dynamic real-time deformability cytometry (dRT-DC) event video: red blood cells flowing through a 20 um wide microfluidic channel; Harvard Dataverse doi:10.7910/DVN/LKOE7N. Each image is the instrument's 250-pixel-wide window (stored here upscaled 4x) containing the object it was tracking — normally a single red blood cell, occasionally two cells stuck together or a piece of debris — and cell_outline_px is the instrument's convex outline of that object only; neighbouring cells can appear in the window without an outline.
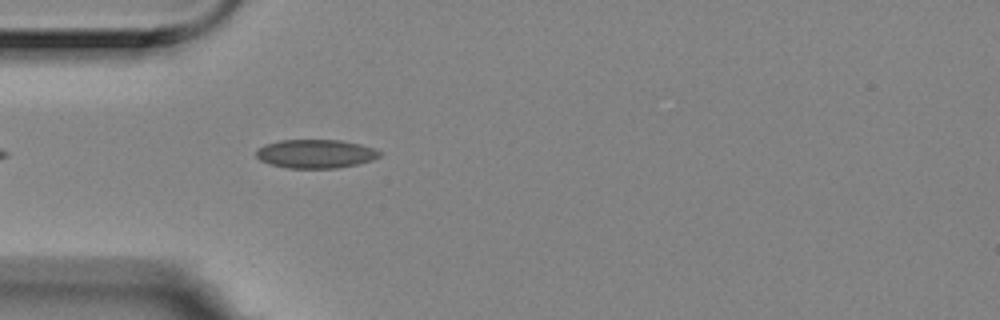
{"species": "Egyptian fruit bat (a non-hibernating species)", "species_latin": "Rousettus aegyptiacus", "temperature_condition": "room temperature", "stored_images_in_passage": 4, "camera_frame_rate_fps": 3000, "um_per_image_px": 0.085, "animal": {"sex": "female"}, "frame": {"image": 1, "passage_image": 4, "time_ms": 1.0, "image_size_px": [1000, 320], "cell_outline_px": [[380, 156], [372, 160], [356, 164], [336, 168], [288, 168], [272, 164], [260, 160], [256, 156], [256, 152], [264, 144], [280, 140], [340, 140], [360, 144], [372, 148], [380, 152]], "centroid_in_image_um": [26.81, 13.07], "position_along_channel_um": 58.2, "area_um2": 20.4}}